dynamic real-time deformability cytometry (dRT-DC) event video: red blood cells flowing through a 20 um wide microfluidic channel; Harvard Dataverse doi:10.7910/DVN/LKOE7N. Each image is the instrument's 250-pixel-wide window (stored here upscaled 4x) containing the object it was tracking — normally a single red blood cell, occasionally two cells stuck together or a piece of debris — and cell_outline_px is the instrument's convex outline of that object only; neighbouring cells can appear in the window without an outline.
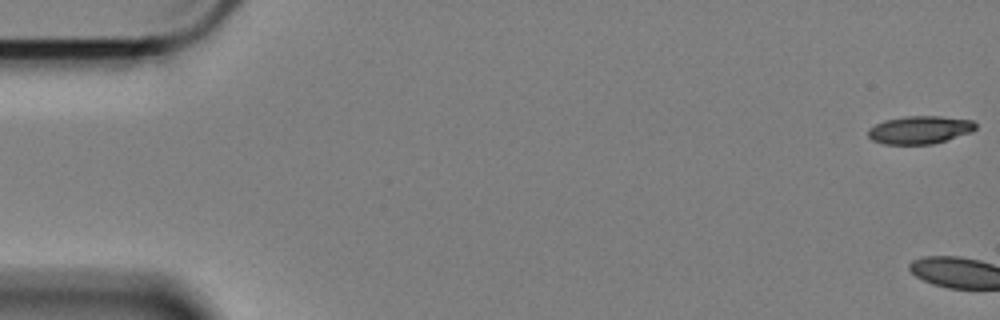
{"species": "Egyptian fruit bat (a non-hibernating species)", "species_latin": "Rousettus aegyptiacus", "temperature_condition": "cold", "stored_images_in_passage": 4, "camera_frame_rate_fps": 3000, "um_per_image_px": 0.085, "animal": {"sex": "female"}, "frame": {"image": 1, "passage_image": 1, "time_ms": 0.0, "image_size_px": [1000, 320], "cell_outline_px": [[976, 128], [968, 132], [932, 144], [884, 144], [872, 140], [868, 136], [868, 128], [884, 120], [904, 116], [940, 116], [972, 120], [976, 124]], "centroid_in_image_um": [78.12, 11.03], "position_along_channel_um": 6.9, "area_um2": 17.28}}